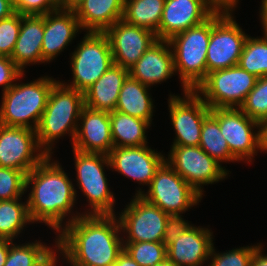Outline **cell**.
<instances>
[{
    "mask_svg": "<svg viewBox=\"0 0 267 266\" xmlns=\"http://www.w3.org/2000/svg\"><path fill=\"white\" fill-rule=\"evenodd\" d=\"M120 234L116 215H81L55 238L57 252L71 266H111L124 250Z\"/></svg>",
    "mask_w": 267,
    "mask_h": 266,
    "instance_id": "obj_1",
    "label": "cell"
},
{
    "mask_svg": "<svg viewBox=\"0 0 267 266\" xmlns=\"http://www.w3.org/2000/svg\"><path fill=\"white\" fill-rule=\"evenodd\" d=\"M51 159L52 156L47 155L27 173L26 192L28 188L31 191L26 201L32 222L44 223L59 234L67 224L83 214L77 212L75 215L72 212L76 203L77 190L61 163ZM66 216L69 219L64 222Z\"/></svg>",
    "mask_w": 267,
    "mask_h": 266,
    "instance_id": "obj_2",
    "label": "cell"
},
{
    "mask_svg": "<svg viewBox=\"0 0 267 266\" xmlns=\"http://www.w3.org/2000/svg\"><path fill=\"white\" fill-rule=\"evenodd\" d=\"M84 106V93L65 86L60 80L53 85L36 129L38 145L47 155L52 156L54 142L67 134L73 145Z\"/></svg>",
    "mask_w": 267,
    "mask_h": 266,
    "instance_id": "obj_3",
    "label": "cell"
},
{
    "mask_svg": "<svg viewBox=\"0 0 267 266\" xmlns=\"http://www.w3.org/2000/svg\"><path fill=\"white\" fill-rule=\"evenodd\" d=\"M24 75L22 73L16 83L2 93L0 124L36 131L46 108L50 90L58 80L47 75L28 83H17Z\"/></svg>",
    "mask_w": 267,
    "mask_h": 266,
    "instance_id": "obj_4",
    "label": "cell"
},
{
    "mask_svg": "<svg viewBox=\"0 0 267 266\" xmlns=\"http://www.w3.org/2000/svg\"><path fill=\"white\" fill-rule=\"evenodd\" d=\"M211 35V16L199 25L172 36L174 71L179 74L182 90L195 91L207 77L206 54Z\"/></svg>",
    "mask_w": 267,
    "mask_h": 266,
    "instance_id": "obj_5",
    "label": "cell"
},
{
    "mask_svg": "<svg viewBox=\"0 0 267 266\" xmlns=\"http://www.w3.org/2000/svg\"><path fill=\"white\" fill-rule=\"evenodd\" d=\"M77 186L87 198L88 211L83 215H116L115 194L108 187L105 168H110L108 155L73 149ZM105 165V166H104Z\"/></svg>",
    "mask_w": 267,
    "mask_h": 266,
    "instance_id": "obj_6",
    "label": "cell"
},
{
    "mask_svg": "<svg viewBox=\"0 0 267 266\" xmlns=\"http://www.w3.org/2000/svg\"><path fill=\"white\" fill-rule=\"evenodd\" d=\"M132 197L117 216L121 232L127 234L123 242H166L177 221L140 195Z\"/></svg>",
    "mask_w": 267,
    "mask_h": 266,
    "instance_id": "obj_7",
    "label": "cell"
},
{
    "mask_svg": "<svg viewBox=\"0 0 267 266\" xmlns=\"http://www.w3.org/2000/svg\"><path fill=\"white\" fill-rule=\"evenodd\" d=\"M146 191L139 188L135 195H140L147 202L158 206L176 221H184L181 214L196 206L203 197L166 161L156 171Z\"/></svg>",
    "mask_w": 267,
    "mask_h": 266,
    "instance_id": "obj_8",
    "label": "cell"
},
{
    "mask_svg": "<svg viewBox=\"0 0 267 266\" xmlns=\"http://www.w3.org/2000/svg\"><path fill=\"white\" fill-rule=\"evenodd\" d=\"M234 10L219 7L211 15V35L206 54L207 74L238 65L248 34L234 19Z\"/></svg>",
    "mask_w": 267,
    "mask_h": 266,
    "instance_id": "obj_9",
    "label": "cell"
},
{
    "mask_svg": "<svg viewBox=\"0 0 267 266\" xmlns=\"http://www.w3.org/2000/svg\"><path fill=\"white\" fill-rule=\"evenodd\" d=\"M70 59L72 82H61L84 93L113 64L108 37L104 32H86Z\"/></svg>",
    "mask_w": 267,
    "mask_h": 266,
    "instance_id": "obj_10",
    "label": "cell"
},
{
    "mask_svg": "<svg viewBox=\"0 0 267 266\" xmlns=\"http://www.w3.org/2000/svg\"><path fill=\"white\" fill-rule=\"evenodd\" d=\"M257 79L255 75L235 65L208 73L194 92L210 109L240 108Z\"/></svg>",
    "mask_w": 267,
    "mask_h": 266,
    "instance_id": "obj_11",
    "label": "cell"
},
{
    "mask_svg": "<svg viewBox=\"0 0 267 266\" xmlns=\"http://www.w3.org/2000/svg\"><path fill=\"white\" fill-rule=\"evenodd\" d=\"M165 161L201 196L204 185L222 181L230 172L200 146H171Z\"/></svg>",
    "mask_w": 267,
    "mask_h": 266,
    "instance_id": "obj_12",
    "label": "cell"
},
{
    "mask_svg": "<svg viewBox=\"0 0 267 266\" xmlns=\"http://www.w3.org/2000/svg\"><path fill=\"white\" fill-rule=\"evenodd\" d=\"M213 239L210 229L177 221L166 241L167 258L178 266H202L209 262Z\"/></svg>",
    "mask_w": 267,
    "mask_h": 266,
    "instance_id": "obj_13",
    "label": "cell"
},
{
    "mask_svg": "<svg viewBox=\"0 0 267 266\" xmlns=\"http://www.w3.org/2000/svg\"><path fill=\"white\" fill-rule=\"evenodd\" d=\"M210 112L217 118L230 152L239 161L252 163L254 155L260 151L258 121L240 108H212Z\"/></svg>",
    "mask_w": 267,
    "mask_h": 266,
    "instance_id": "obj_14",
    "label": "cell"
},
{
    "mask_svg": "<svg viewBox=\"0 0 267 266\" xmlns=\"http://www.w3.org/2000/svg\"><path fill=\"white\" fill-rule=\"evenodd\" d=\"M184 95H169L168 110L175 130L171 146H199L201 129L210 107L195 93L187 91Z\"/></svg>",
    "mask_w": 267,
    "mask_h": 266,
    "instance_id": "obj_15",
    "label": "cell"
},
{
    "mask_svg": "<svg viewBox=\"0 0 267 266\" xmlns=\"http://www.w3.org/2000/svg\"><path fill=\"white\" fill-rule=\"evenodd\" d=\"M47 154L39 147L36 131L0 124V166L29 173Z\"/></svg>",
    "mask_w": 267,
    "mask_h": 266,
    "instance_id": "obj_16",
    "label": "cell"
},
{
    "mask_svg": "<svg viewBox=\"0 0 267 266\" xmlns=\"http://www.w3.org/2000/svg\"><path fill=\"white\" fill-rule=\"evenodd\" d=\"M110 168L140 185L149 187L156 171L166 156L148 145L139 147H113L108 154Z\"/></svg>",
    "mask_w": 267,
    "mask_h": 266,
    "instance_id": "obj_17",
    "label": "cell"
},
{
    "mask_svg": "<svg viewBox=\"0 0 267 266\" xmlns=\"http://www.w3.org/2000/svg\"><path fill=\"white\" fill-rule=\"evenodd\" d=\"M113 57V64L129 70L157 41L152 31L127 24L123 19L117 21L105 32Z\"/></svg>",
    "mask_w": 267,
    "mask_h": 266,
    "instance_id": "obj_18",
    "label": "cell"
},
{
    "mask_svg": "<svg viewBox=\"0 0 267 266\" xmlns=\"http://www.w3.org/2000/svg\"><path fill=\"white\" fill-rule=\"evenodd\" d=\"M219 8L212 0H165L159 24V40L186 31L207 20Z\"/></svg>",
    "mask_w": 267,
    "mask_h": 266,
    "instance_id": "obj_19",
    "label": "cell"
},
{
    "mask_svg": "<svg viewBox=\"0 0 267 266\" xmlns=\"http://www.w3.org/2000/svg\"><path fill=\"white\" fill-rule=\"evenodd\" d=\"M79 121L72 148L108 155L114 147L109 112L84 106Z\"/></svg>",
    "mask_w": 267,
    "mask_h": 266,
    "instance_id": "obj_20",
    "label": "cell"
},
{
    "mask_svg": "<svg viewBox=\"0 0 267 266\" xmlns=\"http://www.w3.org/2000/svg\"><path fill=\"white\" fill-rule=\"evenodd\" d=\"M81 30L74 10L57 8L44 15L42 57L50 63L62 53Z\"/></svg>",
    "mask_w": 267,
    "mask_h": 266,
    "instance_id": "obj_21",
    "label": "cell"
},
{
    "mask_svg": "<svg viewBox=\"0 0 267 266\" xmlns=\"http://www.w3.org/2000/svg\"><path fill=\"white\" fill-rule=\"evenodd\" d=\"M175 74L173 52L168 40H157L129 69V76L151 87Z\"/></svg>",
    "mask_w": 267,
    "mask_h": 266,
    "instance_id": "obj_22",
    "label": "cell"
},
{
    "mask_svg": "<svg viewBox=\"0 0 267 266\" xmlns=\"http://www.w3.org/2000/svg\"><path fill=\"white\" fill-rule=\"evenodd\" d=\"M44 15H21V26L11 59L24 73L27 65L45 63L42 57Z\"/></svg>",
    "mask_w": 267,
    "mask_h": 266,
    "instance_id": "obj_23",
    "label": "cell"
},
{
    "mask_svg": "<svg viewBox=\"0 0 267 266\" xmlns=\"http://www.w3.org/2000/svg\"><path fill=\"white\" fill-rule=\"evenodd\" d=\"M129 70L112 64L110 68L84 92V105L93 110L114 111L119 93Z\"/></svg>",
    "mask_w": 267,
    "mask_h": 266,
    "instance_id": "obj_24",
    "label": "cell"
},
{
    "mask_svg": "<svg viewBox=\"0 0 267 266\" xmlns=\"http://www.w3.org/2000/svg\"><path fill=\"white\" fill-rule=\"evenodd\" d=\"M125 0H84L75 9L81 29L105 32L123 19Z\"/></svg>",
    "mask_w": 267,
    "mask_h": 266,
    "instance_id": "obj_25",
    "label": "cell"
},
{
    "mask_svg": "<svg viewBox=\"0 0 267 266\" xmlns=\"http://www.w3.org/2000/svg\"><path fill=\"white\" fill-rule=\"evenodd\" d=\"M150 87L130 76L124 81L115 110L152 123L155 111Z\"/></svg>",
    "mask_w": 267,
    "mask_h": 266,
    "instance_id": "obj_26",
    "label": "cell"
},
{
    "mask_svg": "<svg viewBox=\"0 0 267 266\" xmlns=\"http://www.w3.org/2000/svg\"><path fill=\"white\" fill-rule=\"evenodd\" d=\"M114 147H139L148 145L146 131L151 124L116 110L109 112Z\"/></svg>",
    "mask_w": 267,
    "mask_h": 266,
    "instance_id": "obj_27",
    "label": "cell"
},
{
    "mask_svg": "<svg viewBox=\"0 0 267 266\" xmlns=\"http://www.w3.org/2000/svg\"><path fill=\"white\" fill-rule=\"evenodd\" d=\"M52 246L49 247L39 240L25 244L13 242L9 246L4 266H57L59 261L56 255L57 240H55V248L54 245Z\"/></svg>",
    "mask_w": 267,
    "mask_h": 266,
    "instance_id": "obj_28",
    "label": "cell"
},
{
    "mask_svg": "<svg viewBox=\"0 0 267 266\" xmlns=\"http://www.w3.org/2000/svg\"><path fill=\"white\" fill-rule=\"evenodd\" d=\"M165 0H125L123 20L130 25L148 29L159 40V24Z\"/></svg>",
    "mask_w": 267,
    "mask_h": 266,
    "instance_id": "obj_29",
    "label": "cell"
},
{
    "mask_svg": "<svg viewBox=\"0 0 267 266\" xmlns=\"http://www.w3.org/2000/svg\"><path fill=\"white\" fill-rule=\"evenodd\" d=\"M29 223L33 222L27 201L22 202L21 198L0 200V239L15 241Z\"/></svg>",
    "mask_w": 267,
    "mask_h": 266,
    "instance_id": "obj_30",
    "label": "cell"
},
{
    "mask_svg": "<svg viewBox=\"0 0 267 266\" xmlns=\"http://www.w3.org/2000/svg\"><path fill=\"white\" fill-rule=\"evenodd\" d=\"M199 146L220 164L223 162H239L230 152L227 142L220 131L218 120L211 112L204 118Z\"/></svg>",
    "mask_w": 267,
    "mask_h": 266,
    "instance_id": "obj_31",
    "label": "cell"
},
{
    "mask_svg": "<svg viewBox=\"0 0 267 266\" xmlns=\"http://www.w3.org/2000/svg\"><path fill=\"white\" fill-rule=\"evenodd\" d=\"M238 65L257 78L267 76V39L248 35Z\"/></svg>",
    "mask_w": 267,
    "mask_h": 266,
    "instance_id": "obj_32",
    "label": "cell"
},
{
    "mask_svg": "<svg viewBox=\"0 0 267 266\" xmlns=\"http://www.w3.org/2000/svg\"><path fill=\"white\" fill-rule=\"evenodd\" d=\"M124 250L140 266H157L166 257V242H123Z\"/></svg>",
    "mask_w": 267,
    "mask_h": 266,
    "instance_id": "obj_33",
    "label": "cell"
},
{
    "mask_svg": "<svg viewBox=\"0 0 267 266\" xmlns=\"http://www.w3.org/2000/svg\"><path fill=\"white\" fill-rule=\"evenodd\" d=\"M240 109L258 122L267 119V76L257 79Z\"/></svg>",
    "mask_w": 267,
    "mask_h": 266,
    "instance_id": "obj_34",
    "label": "cell"
},
{
    "mask_svg": "<svg viewBox=\"0 0 267 266\" xmlns=\"http://www.w3.org/2000/svg\"><path fill=\"white\" fill-rule=\"evenodd\" d=\"M26 172L0 166V200L22 198L26 191Z\"/></svg>",
    "mask_w": 267,
    "mask_h": 266,
    "instance_id": "obj_35",
    "label": "cell"
},
{
    "mask_svg": "<svg viewBox=\"0 0 267 266\" xmlns=\"http://www.w3.org/2000/svg\"><path fill=\"white\" fill-rule=\"evenodd\" d=\"M257 245L233 248L228 252L217 253L213 245L208 266H251V259L256 250Z\"/></svg>",
    "mask_w": 267,
    "mask_h": 266,
    "instance_id": "obj_36",
    "label": "cell"
},
{
    "mask_svg": "<svg viewBox=\"0 0 267 266\" xmlns=\"http://www.w3.org/2000/svg\"><path fill=\"white\" fill-rule=\"evenodd\" d=\"M20 26L21 14L18 12L0 20V56L11 57L18 39Z\"/></svg>",
    "mask_w": 267,
    "mask_h": 266,
    "instance_id": "obj_37",
    "label": "cell"
},
{
    "mask_svg": "<svg viewBox=\"0 0 267 266\" xmlns=\"http://www.w3.org/2000/svg\"><path fill=\"white\" fill-rule=\"evenodd\" d=\"M57 8L52 0H18L14 4L15 12L21 15H45Z\"/></svg>",
    "mask_w": 267,
    "mask_h": 266,
    "instance_id": "obj_38",
    "label": "cell"
},
{
    "mask_svg": "<svg viewBox=\"0 0 267 266\" xmlns=\"http://www.w3.org/2000/svg\"><path fill=\"white\" fill-rule=\"evenodd\" d=\"M23 72L7 56H0V86L7 91Z\"/></svg>",
    "mask_w": 267,
    "mask_h": 266,
    "instance_id": "obj_39",
    "label": "cell"
},
{
    "mask_svg": "<svg viewBox=\"0 0 267 266\" xmlns=\"http://www.w3.org/2000/svg\"><path fill=\"white\" fill-rule=\"evenodd\" d=\"M259 125V149L267 152V119L258 122Z\"/></svg>",
    "mask_w": 267,
    "mask_h": 266,
    "instance_id": "obj_40",
    "label": "cell"
},
{
    "mask_svg": "<svg viewBox=\"0 0 267 266\" xmlns=\"http://www.w3.org/2000/svg\"><path fill=\"white\" fill-rule=\"evenodd\" d=\"M264 248L258 244L251 259V266H267V254L262 253Z\"/></svg>",
    "mask_w": 267,
    "mask_h": 266,
    "instance_id": "obj_41",
    "label": "cell"
},
{
    "mask_svg": "<svg viewBox=\"0 0 267 266\" xmlns=\"http://www.w3.org/2000/svg\"><path fill=\"white\" fill-rule=\"evenodd\" d=\"M14 13V4L11 0H0V20L8 18Z\"/></svg>",
    "mask_w": 267,
    "mask_h": 266,
    "instance_id": "obj_42",
    "label": "cell"
},
{
    "mask_svg": "<svg viewBox=\"0 0 267 266\" xmlns=\"http://www.w3.org/2000/svg\"><path fill=\"white\" fill-rule=\"evenodd\" d=\"M116 266H140L135 260L131 258V256L123 250L115 262Z\"/></svg>",
    "mask_w": 267,
    "mask_h": 266,
    "instance_id": "obj_43",
    "label": "cell"
},
{
    "mask_svg": "<svg viewBox=\"0 0 267 266\" xmlns=\"http://www.w3.org/2000/svg\"><path fill=\"white\" fill-rule=\"evenodd\" d=\"M13 243L11 240L0 239V266H4L9 252V246Z\"/></svg>",
    "mask_w": 267,
    "mask_h": 266,
    "instance_id": "obj_44",
    "label": "cell"
},
{
    "mask_svg": "<svg viewBox=\"0 0 267 266\" xmlns=\"http://www.w3.org/2000/svg\"><path fill=\"white\" fill-rule=\"evenodd\" d=\"M260 20L262 25V31L264 33V37L267 39V0H261V6H260Z\"/></svg>",
    "mask_w": 267,
    "mask_h": 266,
    "instance_id": "obj_45",
    "label": "cell"
},
{
    "mask_svg": "<svg viewBox=\"0 0 267 266\" xmlns=\"http://www.w3.org/2000/svg\"><path fill=\"white\" fill-rule=\"evenodd\" d=\"M219 7L233 8L237 7L239 0H212Z\"/></svg>",
    "mask_w": 267,
    "mask_h": 266,
    "instance_id": "obj_46",
    "label": "cell"
},
{
    "mask_svg": "<svg viewBox=\"0 0 267 266\" xmlns=\"http://www.w3.org/2000/svg\"><path fill=\"white\" fill-rule=\"evenodd\" d=\"M84 0H64V9L74 10Z\"/></svg>",
    "mask_w": 267,
    "mask_h": 266,
    "instance_id": "obj_47",
    "label": "cell"
},
{
    "mask_svg": "<svg viewBox=\"0 0 267 266\" xmlns=\"http://www.w3.org/2000/svg\"><path fill=\"white\" fill-rule=\"evenodd\" d=\"M157 266H178L176 265L174 262H172L171 260H169L167 257L161 262L159 263Z\"/></svg>",
    "mask_w": 267,
    "mask_h": 266,
    "instance_id": "obj_48",
    "label": "cell"
},
{
    "mask_svg": "<svg viewBox=\"0 0 267 266\" xmlns=\"http://www.w3.org/2000/svg\"><path fill=\"white\" fill-rule=\"evenodd\" d=\"M59 8L64 9V0H52Z\"/></svg>",
    "mask_w": 267,
    "mask_h": 266,
    "instance_id": "obj_49",
    "label": "cell"
},
{
    "mask_svg": "<svg viewBox=\"0 0 267 266\" xmlns=\"http://www.w3.org/2000/svg\"><path fill=\"white\" fill-rule=\"evenodd\" d=\"M13 4H15L18 0H11Z\"/></svg>",
    "mask_w": 267,
    "mask_h": 266,
    "instance_id": "obj_50",
    "label": "cell"
}]
</instances>
